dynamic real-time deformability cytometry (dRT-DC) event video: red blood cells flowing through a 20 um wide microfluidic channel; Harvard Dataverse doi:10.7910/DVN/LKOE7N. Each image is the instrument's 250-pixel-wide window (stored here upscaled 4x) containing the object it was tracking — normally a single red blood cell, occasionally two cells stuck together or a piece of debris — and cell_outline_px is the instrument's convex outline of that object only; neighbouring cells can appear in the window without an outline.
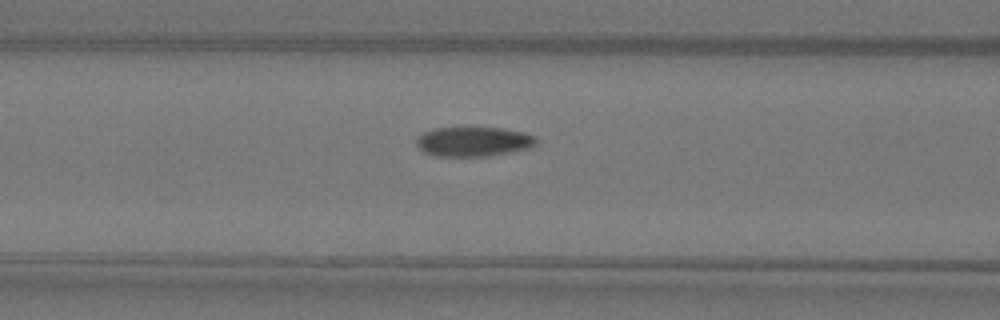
{"species": "Egyptian fruit bat (a non-hibernating species)", "species_latin": "Rousettus aegyptiacus", "temperature_condition": "warm", "stored_images_in_passage": 5, "camera_frame_rate_fps": 3000, "um_per_image_px": 0.085, "animal": {"sex": "female"}, "frame": {"image": 1, "passage_image": 5, "time_ms": 1.333, "image_size_px": [1000, 320], "cell_outline_px": [[536, 144], [532, 148], [488, 156], [436, 156], [424, 152], [416, 144], [416, 136], [432, 128], [464, 124], [504, 128], [524, 132], [536, 136]], "centroid_in_image_um": [40.23, 11.97], "position_along_channel_um": 126.4, "area_um2": 21.85}}